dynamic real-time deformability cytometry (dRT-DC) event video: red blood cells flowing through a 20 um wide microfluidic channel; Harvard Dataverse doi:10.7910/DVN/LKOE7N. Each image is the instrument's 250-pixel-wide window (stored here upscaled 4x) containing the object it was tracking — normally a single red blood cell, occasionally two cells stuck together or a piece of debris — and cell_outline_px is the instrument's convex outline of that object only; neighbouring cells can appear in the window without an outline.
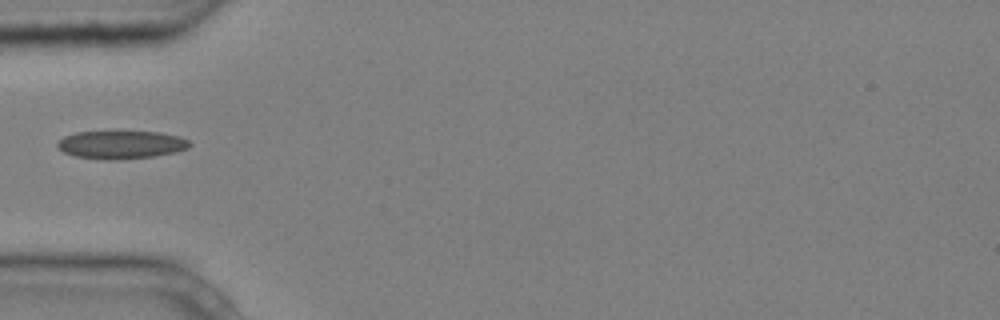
{"species": "common noctule bat (a hibernating species)", "species_latin": "Nyctalus noctula", "temperature_condition": "cold", "stored_images_in_passage": 5, "camera_frame_rate_fps": 3000, "um_per_image_px": 0.085, "animal": {"sex": "male", "body_mass_g": 20.4}, "frame": {"image": 1, "passage_image": 5, "time_ms": 1.333, "image_size_px": [1000, 320], "cell_outline_px": [[192, 144], [188, 148], [176, 152], [156, 156], [112, 160], [76, 156], [64, 152], [56, 144], [64, 136], [76, 132], [160, 132], [180, 136], [188, 140]], "centroid_in_image_um": [10.35, 12.29], "position_along_channel_um": 74.7, "area_um2": 21.44}}